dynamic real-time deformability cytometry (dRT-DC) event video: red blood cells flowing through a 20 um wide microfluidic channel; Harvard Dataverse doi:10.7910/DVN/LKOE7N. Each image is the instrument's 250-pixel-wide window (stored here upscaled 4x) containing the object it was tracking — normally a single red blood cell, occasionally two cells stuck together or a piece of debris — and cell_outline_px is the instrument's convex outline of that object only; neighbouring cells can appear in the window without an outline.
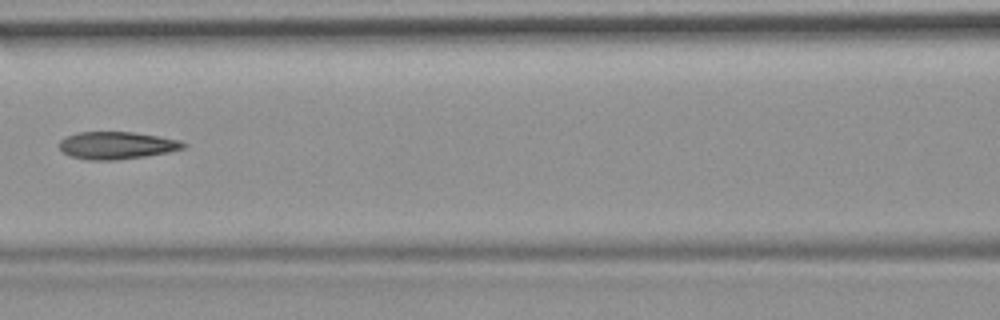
{"species": "common noctule bat (a hibernating species)", "species_latin": "Nyctalus noctula", "temperature_condition": "room temperature", "stored_images_in_passage": 8, "camera_frame_rate_fps": 3000, "um_per_image_px": 0.085, "animal": {"sex": "female", "body_mass_g": 19.9}, "frame": {"image": 1, "passage_image": 7, "time_ms": 2.0, "image_size_px": [1000, 320], "cell_outline_px": [[188, 144], [184, 148], [168, 152], [144, 156], [116, 160], [88, 160], [72, 156], [64, 152], [60, 148], [60, 140], [68, 136], [80, 132], [132, 132], [180, 140]], "centroid_in_image_um": [9.94, 12.36], "position_along_channel_um": 156.7, "area_um2": 19.54}}
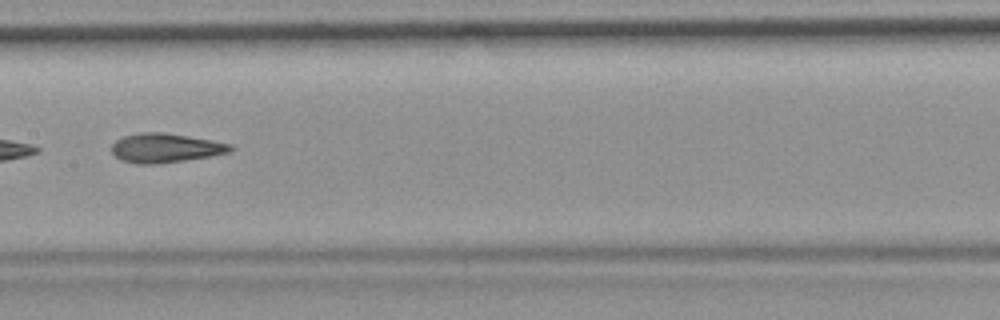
{"frame": {"image": 2, "passage_image": 8, "time_ms": 2.333, "image_size_px": [1000, 320], "cell_outline_px": [[236, 148], [228, 152], [208, 156], [184, 160], [156, 164], [136, 164], [120, 160], [112, 152], [112, 144], [116, 140], [124, 136], [140, 132], [164, 132], [212, 140], [232, 144]], "centroid_in_image_um": [14.05, 12.57], "position_along_channel_um": 193.4, "area_um2": 20.17}}